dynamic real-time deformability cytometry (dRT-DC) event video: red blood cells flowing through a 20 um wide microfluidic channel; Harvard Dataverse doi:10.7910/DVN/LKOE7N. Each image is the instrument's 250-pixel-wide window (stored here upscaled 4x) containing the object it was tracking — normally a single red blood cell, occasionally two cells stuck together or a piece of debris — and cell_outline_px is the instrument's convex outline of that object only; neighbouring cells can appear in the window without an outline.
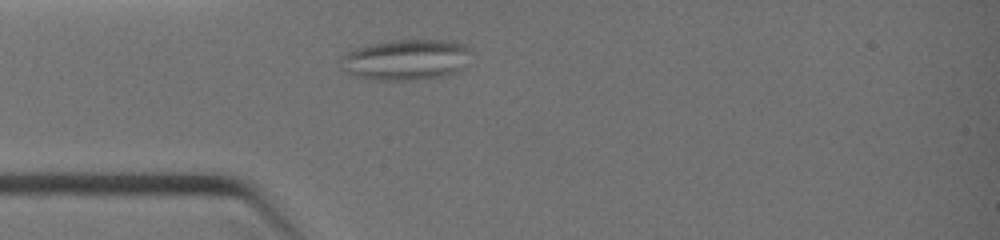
{"species": "common noctule bat (a hibernating species)", "species_latin": "Nyctalus noctula", "temperature_condition": "warm", "stored_images_in_passage": 2, "camera_frame_rate_fps": 3000, "um_per_image_px": 0.085, "animal": {"sex": "female", "body_mass_g": 19.0, "forearm_length_mm": 51.5}, "frame": {"image": 1, "passage_image": 2, "time_ms": 1.0, "image_size_px": [1000, 240], "cell_outline_px": [[472, 48], [464, 68], [440, 76], [412, 80], [376, 80], [356, 76], [344, 72], [340, 68], [340, 56], [356, 48], [368, 44], [392, 40], [444, 40], [464, 44]], "centroid_in_image_um": [34.46, 5.07], "position_along_channel_um": 50.5, "area_um2": 31.1}}